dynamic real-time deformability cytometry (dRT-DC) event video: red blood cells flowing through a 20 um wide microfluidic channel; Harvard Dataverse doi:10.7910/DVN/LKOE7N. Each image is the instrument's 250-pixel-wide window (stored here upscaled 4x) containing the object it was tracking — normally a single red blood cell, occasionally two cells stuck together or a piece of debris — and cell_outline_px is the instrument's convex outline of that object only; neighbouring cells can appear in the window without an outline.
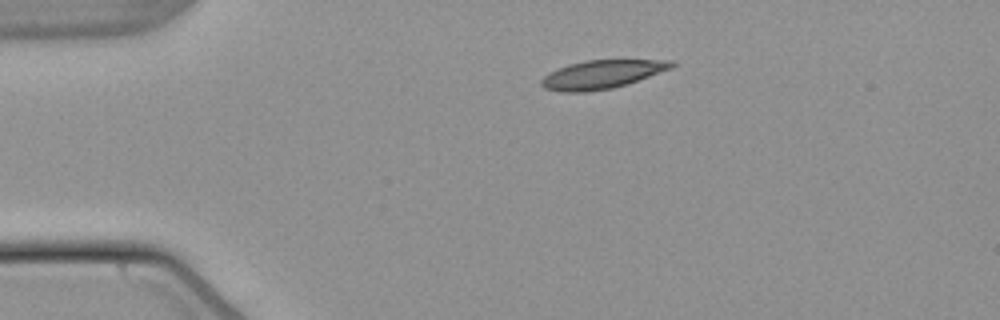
{"species": "common noctule bat (a hibernating species)", "species_latin": "Nyctalus noctula", "temperature_condition": "warm", "stored_images_in_passage": 44, "camera_frame_rate_fps": 3000, "um_per_image_px": 0.085, "animal": {"sex": "male", "body_mass_g": 21.5, "forearm_length_mm": 52.0}, "frame": {"image": 1, "passage_image": 1, "time_ms": 0.0, "image_size_px": [1000, 320], "cell_outline_px": [[676, 64], [672, 68], [628, 84], [612, 88], [584, 92], [560, 92], [544, 88], [540, 84], [540, 80], [548, 72], [568, 64], [584, 60], [672, 60]], "centroid_in_image_um": [51.13, 6.32], "position_along_channel_um": 33.9, "area_um2": 21.73}}
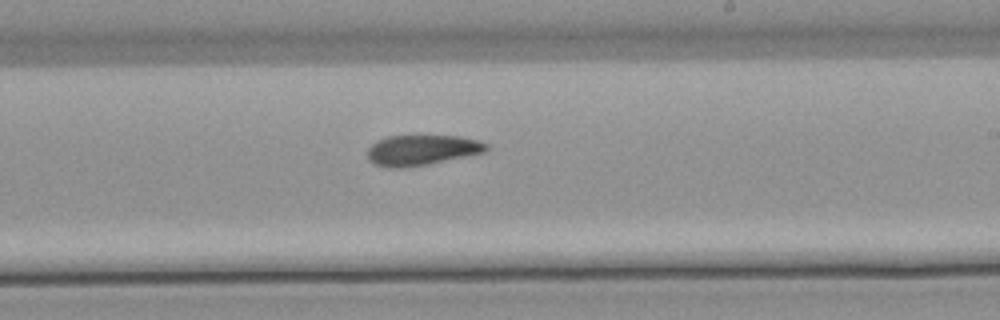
{"frame": {"image": 2, "passage_image": 22, "time_ms": 7.0, "image_size_px": [1000, 320], "cell_outline_px": [[488, 148], [484, 152], [428, 164], [404, 168], [388, 168], [376, 164], [368, 160], [368, 148], [376, 140], [388, 136], [416, 132], [460, 136], [480, 140], [488, 144]], "centroid_in_image_um": [35.84, 12.69], "position_along_channel_um": 253.2, "area_um2": 22.08}}
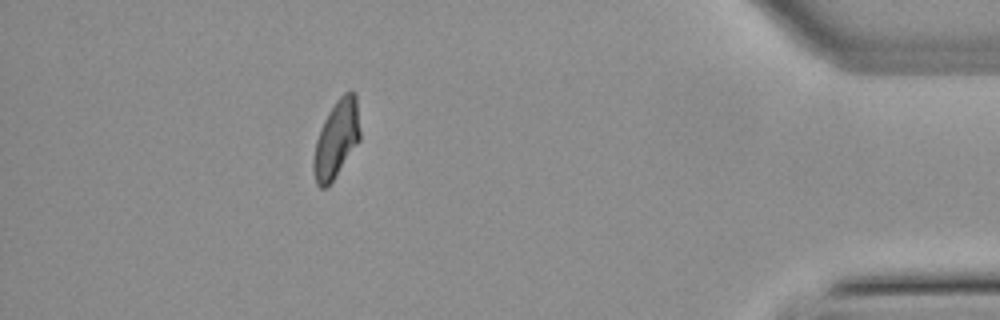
{"frame": {"image": 3, "passage_image": 38, "time_ms": 12.333, "image_size_px": [1000, 320], "cell_outline_px": [[360, 140], [332, 180], [324, 188], [320, 188], [316, 184], [312, 168], [312, 160], [316, 140], [320, 128], [328, 112], [336, 100], [348, 88], [356, 92], [360, 132]], "centroid_in_image_um": [28.59, 11.77], "position_along_channel_um": 406.6, "area_um2": 21.04}, "authors_computed_cell_mechanics": {"area_um2": 21.4727, "velocity_mm_per_s": 3.816, "shape_relaxation_time_tau1_ms": 10.6797, "shape_relaxation_time_tau2_ms": null, "deformation_change_tau1": 0.239, "deformation_change_tau2": null}}